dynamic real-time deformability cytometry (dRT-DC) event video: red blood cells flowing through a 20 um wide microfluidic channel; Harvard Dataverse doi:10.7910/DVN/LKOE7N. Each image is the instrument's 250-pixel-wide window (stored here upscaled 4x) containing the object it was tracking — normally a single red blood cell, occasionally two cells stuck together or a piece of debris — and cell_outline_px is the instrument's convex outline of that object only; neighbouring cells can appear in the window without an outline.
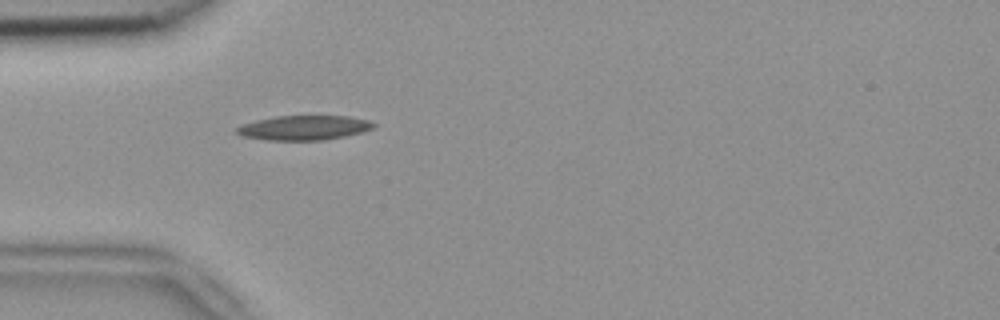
{"species": "common noctule bat (a hibernating species)", "species_latin": "Nyctalus noctula", "temperature_condition": "room temperature", "stored_images_in_passage": 4, "camera_frame_rate_fps": 3000, "um_per_image_px": 0.085, "animal": {"sex": "female", "body_mass_g": 18.4}, "frame": {"image": 1, "passage_image": 4, "time_ms": 1.0, "image_size_px": [1000, 320], "cell_outline_px": [[376, 124], [372, 128], [360, 132], [344, 136], [324, 140], [268, 140], [244, 136], [236, 132], [236, 128], [244, 124], [256, 120], [276, 116], [348, 116], [368, 120]], "centroid_in_image_um": [25.84, 10.85], "position_along_channel_um": 59.2, "area_um2": 19.31}}